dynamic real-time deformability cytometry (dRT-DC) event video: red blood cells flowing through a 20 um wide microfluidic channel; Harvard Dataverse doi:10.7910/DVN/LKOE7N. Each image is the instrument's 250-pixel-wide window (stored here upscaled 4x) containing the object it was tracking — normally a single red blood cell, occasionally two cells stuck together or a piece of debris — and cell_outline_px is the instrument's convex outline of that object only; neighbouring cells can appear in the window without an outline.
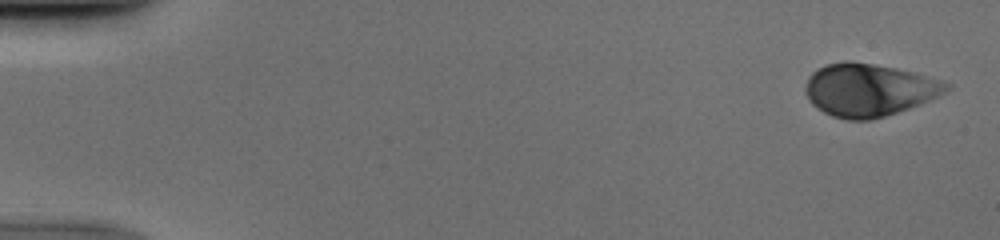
{"species": "human", "species_latin": "Homo sapiens", "temperature_condition": "cold", "stored_images_in_passage": 52, "camera_frame_rate_fps": 3000, "um_per_image_px": 0.085, "donor": {"sex": "male"}, "frame": {"image": 1, "passage_image": 2, "time_ms": 0.333, "image_size_px": [1000, 240], "cell_outline_px": [[952, 88], [920, 104], [872, 120], [848, 120], [832, 116], [816, 108], [808, 100], [804, 92], [804, 88], [808, 76], [816, 68], [828, 64], [872, 64], [896, 68], [912, 72], [940, 80], [952, 84]], "centroid_in_image_um": [73.83, 7.68], "position_along_channel_um": 11.2, "area_um2": 42.6}}
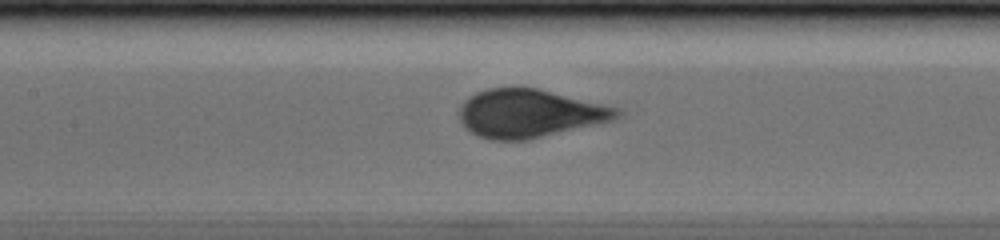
{"frame": {"image": 2, "passage_image": 25, "time_ms": 8.0, "image_size_px": [1000, 240], "cell_outline_px": [[620, 116], [612, 120], [528, 140], [492, 140], [476, 136], [464, 128], [460, 120], [460, 104], [468, 96], [476, 92], [488, 88], [516, 84], [536, 88], [616, 108], [620, 112]], "centroid_in_image_um": [44.88, 9.62], "position_along_channel_um": 162.5, "area_um2": 44.45}}
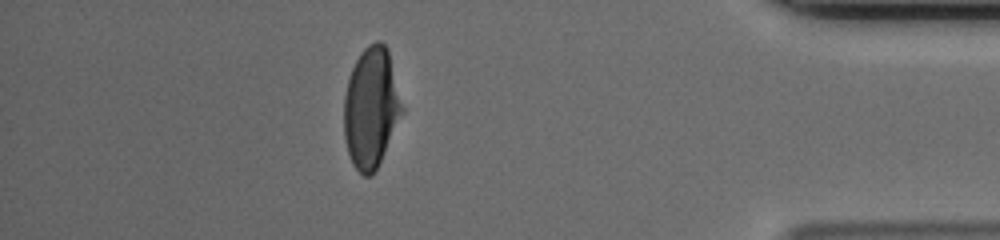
{"frame": {"image": 3, "passage_image": 46, "time_ms": 15.0, "image_size_px": [1000, 240], "cell_outline_px": [[404, 112], [372, 176], [364, 176], [352, 164], [348, 152], [344, 136], [344, 96], [348, 80], [352, 68], [360, 52], [368, 44], [376, 40], [380, 40], [388, 48], [404, 108]], "centroid_in_image_um": [31.55, 9.12], "position_along_channel_um": 403.6, "area_um2": 40.86}}